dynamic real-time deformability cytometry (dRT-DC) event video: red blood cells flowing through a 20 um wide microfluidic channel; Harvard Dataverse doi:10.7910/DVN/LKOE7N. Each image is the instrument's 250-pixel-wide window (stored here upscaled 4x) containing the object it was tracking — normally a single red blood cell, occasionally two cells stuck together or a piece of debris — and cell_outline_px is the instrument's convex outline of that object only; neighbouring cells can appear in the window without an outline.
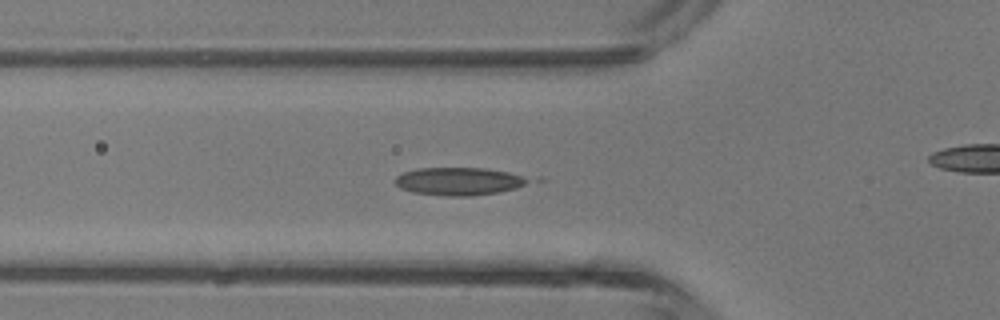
{"species": "common noctule bat (a hibernating species)", "species_latin": "Nyctalus noctula", "temperature_condition": "room temperature", "stored_images_in_passage": 46, "camera_frame_rate_fps": 3000, "um_per_image_px": 0.085, "animal": {"sex": "male", "body_mass_g": 13.3}, "frame": {"image": 1, "passage_image": 16, "time_ms": 5.0, "image_size_px": [1000, 320], "cell_outline_px": [[544, 180], [516, 188], [496, 192], [468, 196], [448, 196], [412, 192], [400, 188], [392, 180], [396, 176], [404, 172], [420, 168], [484, 168], [544, 176]], "centroid_in_image_um": [39.3, 15.39], "position_along_channel_um": 86.5, "area_um2": 22.72}}
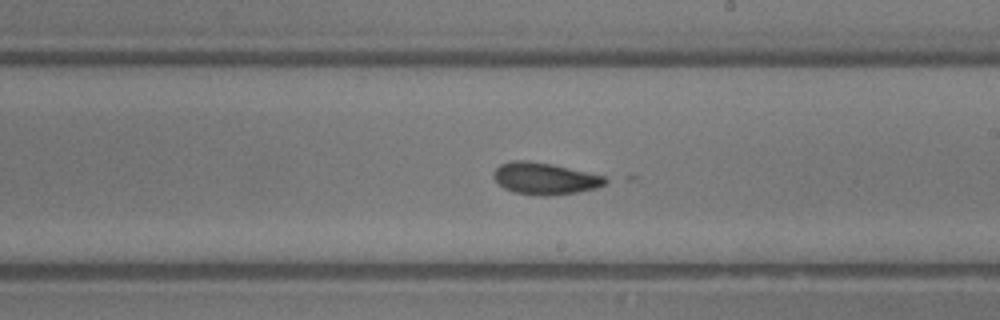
{"frame": {"image": 2, "passage_image": 26, "time_ms": 8.333, "image_size_px": [1000, 320], "cell_outline_px": [[612, 180], [596, 188], [576, 192], [548, 196], [540, 196], [516, 192], [504, 188], [492, 176], [496, 168], [500, 164], [512, 160], [528, 160], [552, 164], [604, 176]], "centroid_in_image_um": [46.32, 15.17], "position_along_channel_um": 242.7, "area_um2": 20.63}}
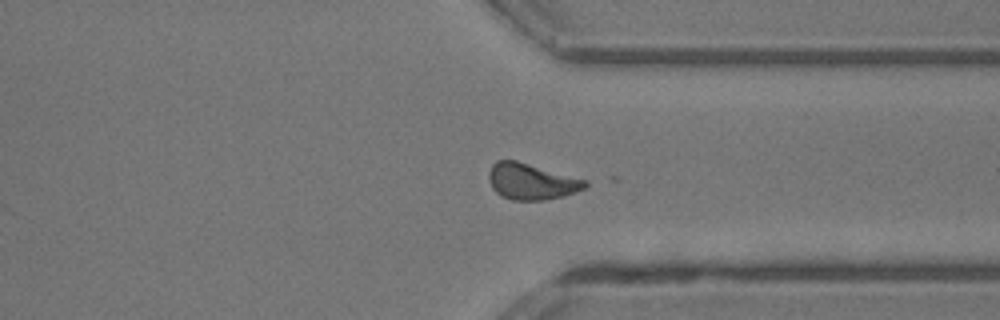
{"frame": {"image": 3, "passage_image": 34, "time_ms": 11.0, "image_size_px": [1000, 320], "cell_outline_px": [[588, 184], [584, 188], [576, 192], [564, 196], [544, 200], [512, 200], [496, 192], [492, 188], [488, 176], [488, 172], [492, 164], [496, 160], [516, 160], [588, 180]], "centroid_in_image_um": [45.17, 15.42], "position_along_channel_um": 366.2, "area_um2": 20.35}, "authors_computed_cell_mechanics": {"area_um2": 19.7676, "velocity_mm_per_s": 4.6568, "shape_relaxation_time_tau1_ms": 2.6548, "shape_relaxation_time_tau2_ms": 1.9491, "deformation_change_tau1": 0.1365, "deformation_change_tau2": 0.0547}}